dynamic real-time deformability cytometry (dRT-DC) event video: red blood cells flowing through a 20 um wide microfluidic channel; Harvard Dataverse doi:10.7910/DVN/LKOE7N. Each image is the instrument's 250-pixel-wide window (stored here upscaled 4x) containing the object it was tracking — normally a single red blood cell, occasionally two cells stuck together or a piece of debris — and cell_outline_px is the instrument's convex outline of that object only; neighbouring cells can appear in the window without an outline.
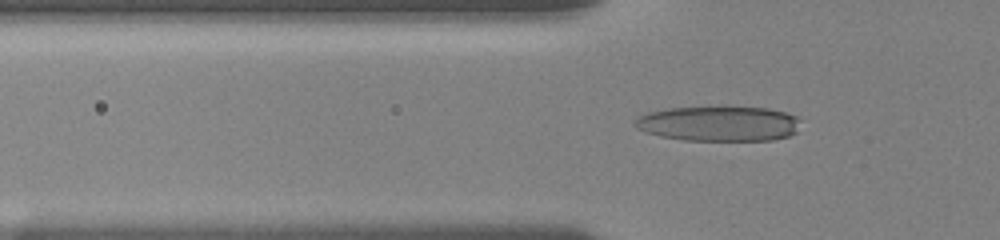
{"species": "human", "species_latin": "Homo sapiens", "temperature_condition": "room temperature", "stored_images_in_passage": 58, "camera_frame_rate_fps": 3000, "um_per_image_px": 0.085, "donor": {"sex": "female"}, "frame": {"image": 1, "passage_image": 20, "time_ms": 6.0, "image_size_px": [1000, 240], "cell_outline_px": [[800, 120], [796, 132], [788, 136], [772, 140], [684, 140], [660, 136], [644, 132], [636, 128], [632, 124], [636, 116], [648, 112], [668, 108], [728, 104], [768, 108], [784, 112], [796, 116]], "centroid_in_image_um": [61.05, 10.46], "position_along_channel_um": 64.7, "area_um2": 35.08}}
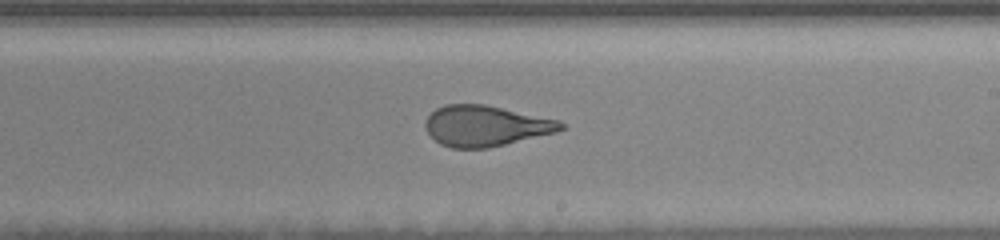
{"frame": {"image": 2, "passage_image": 31, "time_ms": 11.0, "image_size_px": [1000, 240], "cell_outline_px": [[568, 128], [556, 132], [488, 148], [452, 148], [440, 144], [424, 128], [424, 124], [428, 116], [436, 108], [444, 104], [484, 104], [560, 120]], "centroid_in_image_um": [41.29, 10.69], "position_along_channel_um": 247.7, "area_um2": 32.14}}
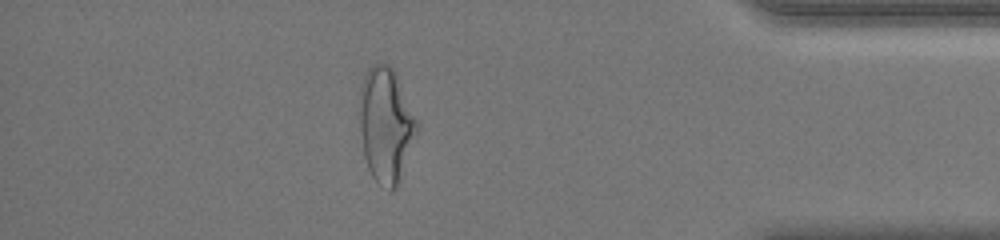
{"frame": {"image": 3, "passage_image": 50, "time_ms": 16.0, "image_size_px": [1000, 240], "cell_outline_px": [[420, 128], [396, 188], [392, 192], [388, 192], [372, 176], [368, 168], [364, 156], [360, 132], [360, 84], [368, 68], [372, 64], [388, 64], [396, 72], [420, 120]], "centroid_in_image_um": [32.84, 10.6], "position_along_channel_um": 402.4, "area_um2": 39.25}, "authors_computed_cell_mechanics": {"area_um2": 34.4199, "velocity_mm_per_s": 3.6956, "shape_relaxation_time_tau1_ms": 5.8364, "shape_relaxation_time_tau2_ms": 0.9274, "deformation_change_tau1": 0.1888, "deformation_change_tau2": 0.0809}}